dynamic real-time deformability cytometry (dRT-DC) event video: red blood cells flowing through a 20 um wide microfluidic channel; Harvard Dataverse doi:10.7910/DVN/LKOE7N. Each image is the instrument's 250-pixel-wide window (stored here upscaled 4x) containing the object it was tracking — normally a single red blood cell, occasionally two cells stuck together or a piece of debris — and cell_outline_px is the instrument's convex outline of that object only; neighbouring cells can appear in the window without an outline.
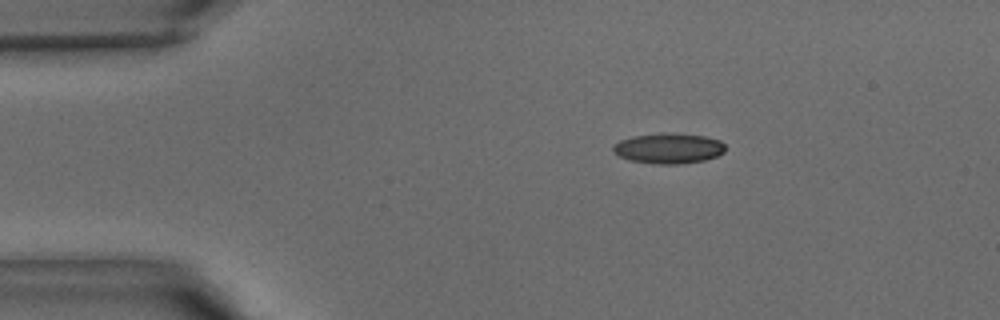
{"species": "common noctule bat (a hibernating species)", "species_latin": "Nyctalus noctula", "temperature_condition": "warm", "stored_images_in_passage": 36, "camera_frame_rate_fps": 3000, "um_per_image_px": 0.085, "animal": {"sex": "male", "body_mass_g": 15.6}, "frame": {"image": 1, "passage_image": 2, "time_ms": 0.333, "image_size_px": [1000, 320], "cell_outline_px": [[724, 152], [716, 156], [704, 160], [680, 164], [656, 164], [628, 160], [612, 152], [612, 144], [620, 140], [632, 136], [660, 132], [672, 132], [704, 136], [720, 140], [724, 144]], "centroid_in_image_um": [56.78, 12.59], "position_along_channel_um": 28.2, "area_um2": 20.17}}
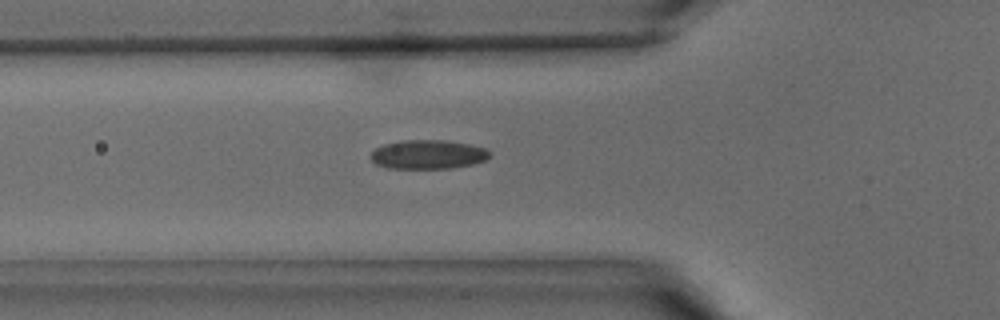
{"frame": {"image": 2, "passage_image": 9, "time_ms": 2.667, "image_size_px": [1000, 320], "cell_outline_px": [[492, 156], [484, 160], [472, 164], [448, 168], [388, 168], [376, 164], [368, 156], [376, 148], [384, 144], [400, 140], [444, 140], [468, 144], [484, 148], [492, 152]], "centroid_in_image_um": [36.36, 13.12], "position_along_channel_um": 89.4, "area_um2": 20.11}}
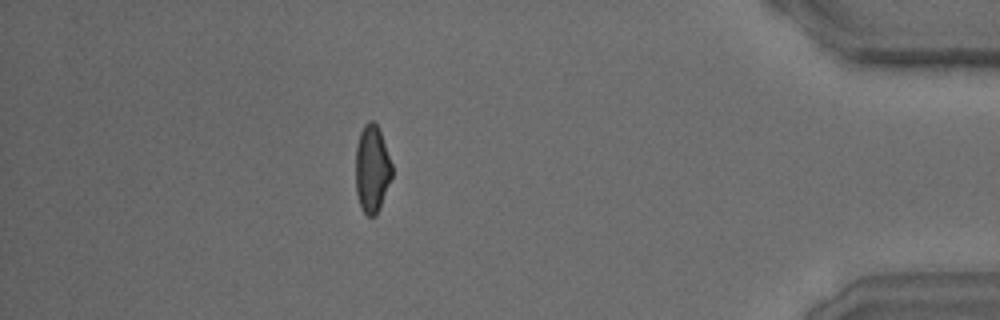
{"frame": {"image": 3, "passage_image": 31, "time_ms": 10.0, "image_size_px": [1000, 320], "cell_outline_px": [[392, 176], [380, 208], [376, 216], [368, 216], [360, 208], [356, 192], [356, 144], [360, 132], [364, 124], [368, 120], [372, 120], [380, 128], [392, 164]], "centroid_in_image_um": [31.62, 14.34], "position_along_channel_um": 403.6, "area_um2": 18.79}}